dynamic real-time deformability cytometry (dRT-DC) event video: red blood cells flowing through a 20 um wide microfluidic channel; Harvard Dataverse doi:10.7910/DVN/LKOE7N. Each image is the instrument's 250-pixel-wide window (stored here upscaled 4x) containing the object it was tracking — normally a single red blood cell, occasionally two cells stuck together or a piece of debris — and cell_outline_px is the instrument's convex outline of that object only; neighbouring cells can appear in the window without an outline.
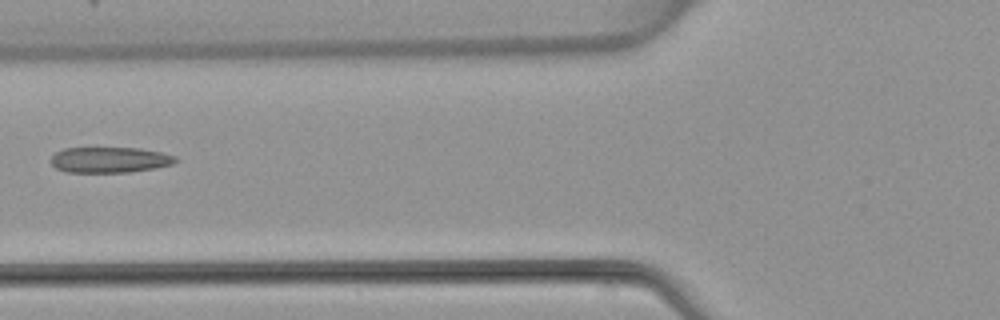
{"species": "common noctule bat (a hibernating species)", "species_latin": "Nyctalus noctula", "temperature_condition": "warm", "stored_images_in_passage": 6, "camera_frame_rate_fps": 3000, "um_per_image_px": 0.085, "animal": {"sex": "female", "body_mass_g": 22.7, "forearm_length_mm": 54.2}, "frame": {"image": 1, "passage_image": 6, "time_ms": 6.0, "image_size_px": [1000, 320], "cell_outline_px": [[180, 160], [172, 164], [156, 168], [128, 172], [68, 172], [56, 168], [48, 160], [56, 152], [64, 148], [140, 148], [160, 152], [176, 156]], "centroid_in_image_um": [9.33, 13.58], "position_along_channel_um": 116.5, "area_um2": 18.73}}